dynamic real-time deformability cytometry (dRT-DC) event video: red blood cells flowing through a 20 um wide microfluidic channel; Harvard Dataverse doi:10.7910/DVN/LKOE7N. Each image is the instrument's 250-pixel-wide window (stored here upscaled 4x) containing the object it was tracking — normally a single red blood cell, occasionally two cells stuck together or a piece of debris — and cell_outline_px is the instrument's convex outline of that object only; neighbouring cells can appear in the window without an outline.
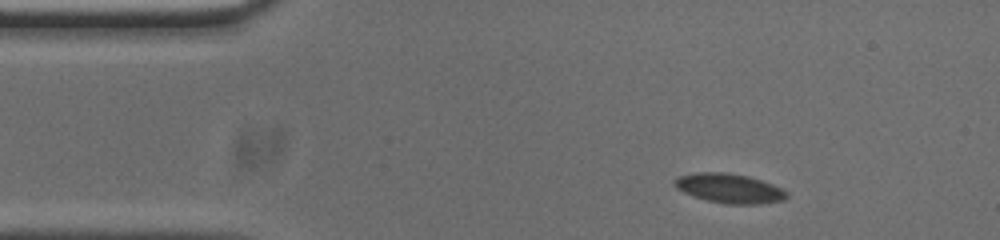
{"species": "common noctule bat (a hibernating species)", "species_latin": "Nyctalus noctula", "temperature_condition": "cold", "stored_images_in_passage": 52, "camera_frame_rate_fps": 3000, "um_per_image_px": 0.085, "animal": {"sex": "male", "body_mass_g": 20.0, "forearm_length_mm": 53.3}, "frame": {"image": 1, "passage_image": 1, "time_ms": 0.0, "image_size_px": [1000, 240], "cell_outline_px": [[788, 196], [784, 200], [752, 204], [728, 204], [708, 200], [684, 192], [676, 188], [672, 184], [672, 180], [680, 176], [700, 172], [724, 172], [748, 176], [772, 184], [788, 192]], "centroid_in_image_um": [61.98, 16.0], "position_along_channel_um": 23.0, "area_um2": 18.96}}
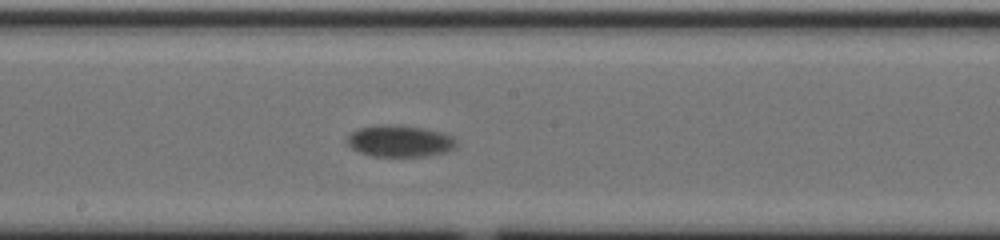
{"frame": {"image": 2, "passage_image": 23, "time_ms": 7.333, "image_size_px": [1000, 240], "cell_outline_px": [[456, 148], [444, 152], [424, 156], [372, 156], [360, 152], [352, 148], [348, 144], [348, 136], [356, 128], [384, 124], [396, 124], [424, 128], [440, 132], [452, 136], [456, 140]], "centroid_in_image_um": [33.98, 11.98], "position_along_channel_um": 214.2, "area_um2": 20.11}}
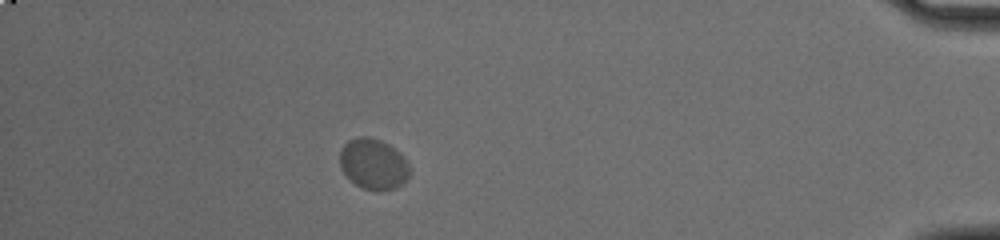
{"frame": {"image": 3, "passage_image": 45, "time_ms": 14.667, "image_size_px": [1000, 240], "cell_outline_px": [[408, 176], [404, 184], [396, 188], [380, 192], [360, 188], [340, 168], [340, 148], [348, 140], [360, 136], [364, 136], [380, 140], [388, 144], [400, 152], [404, 156], [408, 164]], "centroid_in_image_um": [31.74, 13.96], "position_along_channel_um": 403.5, "area_um2": 20.81}, "authors_computed_cell_mechanics": {"area_um2": 19.8254, "velocity_mm_per_s": 3.4137, "shape_relaxation_time_tau1_ms": 2.183, "shape_relaxation_time_tau2_ms": null, "deformation_change_tau1": 0.0442, "deformation_change_tau2": null}}